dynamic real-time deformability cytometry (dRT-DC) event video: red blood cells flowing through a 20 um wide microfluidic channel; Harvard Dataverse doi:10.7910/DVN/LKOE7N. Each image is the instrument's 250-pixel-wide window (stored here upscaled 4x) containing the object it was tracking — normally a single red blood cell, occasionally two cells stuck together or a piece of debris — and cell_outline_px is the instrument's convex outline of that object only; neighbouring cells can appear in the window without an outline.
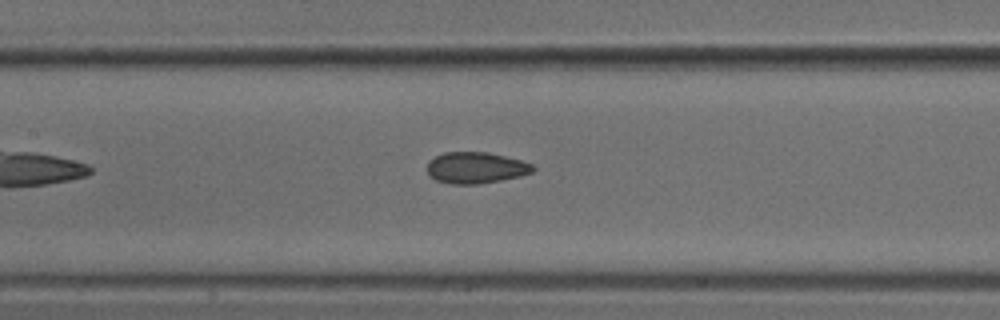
{"species": "common noctule bat (a hibernating species)", "species_latin": "Nyctalus noctula", "temperature_condition": "cold", "stored_images_in_passage": 5, "camera_frame_rate_fps": 3000, "um_per_image_px": 0.085, "animal": {"sex": "male", "body_mass_g": 18.8}, "frame": {"image": 1, "passage_image": 5, "time_ms": 1.333, "image_size_px": [1000, 320], "cell_outline_px": [[536, 168], [532, 172], [520, 176], [500, 180], [476, 184], [452, 184], [436, 180], [428, 176], [424, 168], [428, 160], [444, 152], [488, 152], [520, 160], [532, 164]], "centroid_in_image_um": [40.37, 14.26], "position_along_channel_um": 167.0, "area_um2": 19.48}}